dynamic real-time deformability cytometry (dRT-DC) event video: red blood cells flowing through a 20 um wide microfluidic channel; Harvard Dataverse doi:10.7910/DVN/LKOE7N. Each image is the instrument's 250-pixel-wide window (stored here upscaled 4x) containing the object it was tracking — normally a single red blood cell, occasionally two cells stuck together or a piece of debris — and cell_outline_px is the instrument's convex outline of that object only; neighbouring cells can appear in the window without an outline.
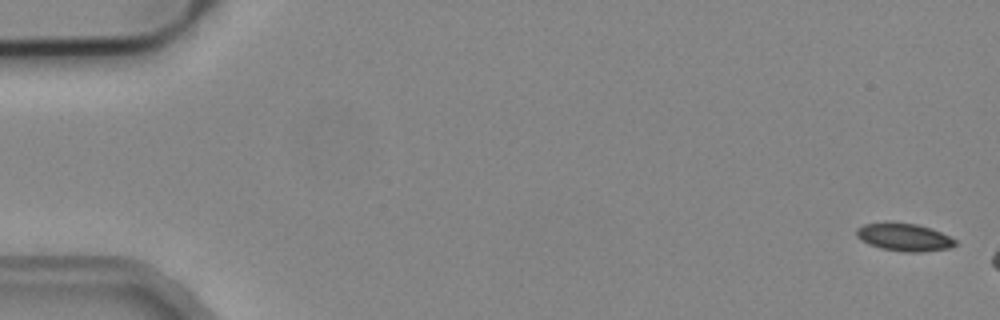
{"species": "common noctule bat (a hibernating species)", "species_latin": "Nyctalus noctula", "temperature_condition": "cold", "stored_images_in_passage": 6, "segment_of_instrument_passage": [1, 2], "camera_frame_rate_fps": 3000, "um_per_image_px": 0.085, "animal": {"sex": "male", "body_mass_g": 19.2, "forearm_length_mm": 51.8}, "frame": {"image": 1, "passage_image": 1, "time_ms": 0.0, "image_size_px": [1000, 320], "cell_outline_px": [[956, 244], [952, 248], [920, 252], [904, 252], [880, 248], [868, 244], [860, 240], [856, 236], [856, 228], [864, 224], [888, 220], [916, 224], [932, 228], [956, 240]], "centroid_in_image_um": [76.81, 20.14], "position_along_channel_um": 8.2, "area_um2": 16.42}}